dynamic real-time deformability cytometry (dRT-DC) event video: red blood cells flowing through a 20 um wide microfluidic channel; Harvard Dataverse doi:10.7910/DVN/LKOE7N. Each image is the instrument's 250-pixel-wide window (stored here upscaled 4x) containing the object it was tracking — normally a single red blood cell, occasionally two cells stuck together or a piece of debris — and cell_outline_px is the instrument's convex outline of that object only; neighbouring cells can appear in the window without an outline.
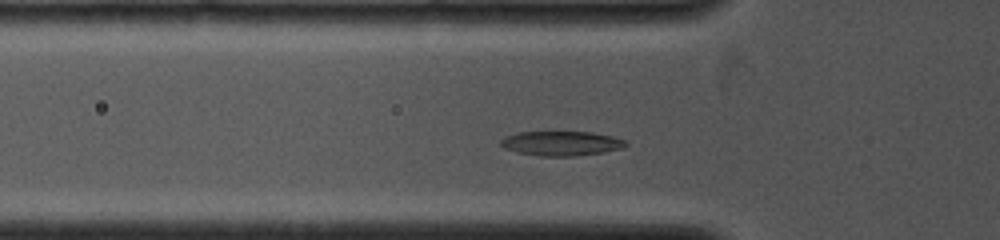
{"species": "common noctule bat (a hibernating species)", "species_latin": "Nyctalus noctula", "temperature_condition": "cold", "stored_images_in_passage": 36, "camera_frame_rate_fps": 4000, "um_per_image_px": 0.085, "animal": {"sex": "female", "body_mass_g": 19.0, "forearm_length_mm": 53.3}, "frame": {"image": 1, "passage_image": 6, "time_ms": 2.0, "image_size_px": [1000, 240], "cell_outline_px": [[628, 144], [624, 148], [604, 152], [576, 156], [540, 156], [520, 152], [504, 148], [500, 144], [500, 140], [504, 136], [520, 132], [592, 132], [612, 136], [624, 140]], "centroid_in_image_um": [47.73, 12.18], "position_along_channel_um": 78.1, "area_um2": 17.86}}
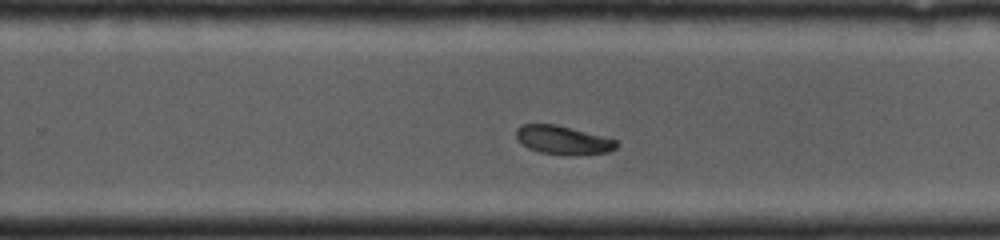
{"frame": {"image": 2, "passage_image": 23, "time_ms": 6.75, "image_size_px": [1000, 240], "cell_outline_px": [[616, 148], [608, 152], [576, 156], [564, 156], [540, 152], [528, 148], [516, 136], [516, 128], [520, 124], [556, 124], [616, 140]], "centroid_in_image_um": [47.83, 11.92], "position_along_channel_um": 282.0, "area_um2": 16.7}}
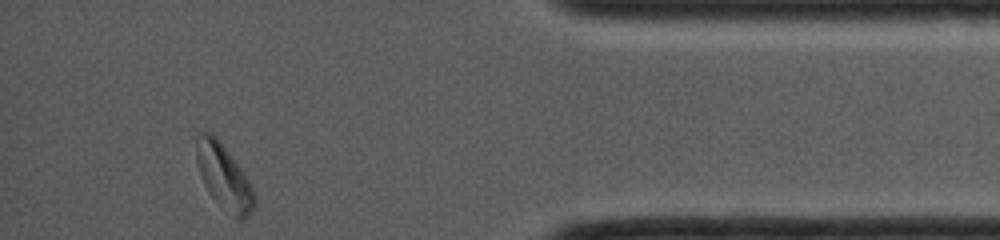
{"frame": {"image": 3, "passage_image": 36, "time_ms": 10.5, "image_size_px": [1000, 240], "cell_outline_px": [[256, 204], [252, 212], [244, 220], [236, 220], [208, 192], [200, 176], [196, 160], [196, 136], [200, 132], [212, 132], [220, 140], [240, 168], [248, 180], [256, 196]], "centroid_in_image_um": [19.03, 15.03], "position_along_channel_um": 416.2, "area_um2": 22.02}}